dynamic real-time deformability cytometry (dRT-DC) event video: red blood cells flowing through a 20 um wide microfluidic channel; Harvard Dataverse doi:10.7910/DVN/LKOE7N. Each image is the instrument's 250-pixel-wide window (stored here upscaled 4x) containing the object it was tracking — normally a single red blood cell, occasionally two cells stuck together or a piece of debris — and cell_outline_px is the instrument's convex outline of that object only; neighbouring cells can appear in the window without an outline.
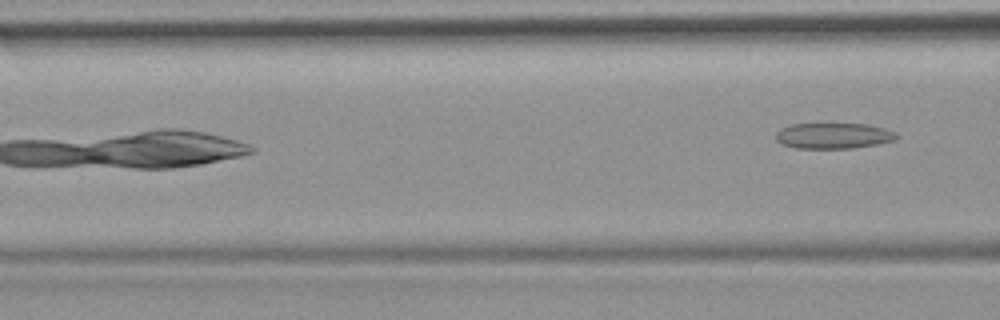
{"species": "common noctule bat (a hibernating species)", "species_latin": "Nyctalus noctula", "temperature_condition": "room temperature", "stored_images_in_passage": 6, "camera_frame_rate_fps": 3000, "um_per_image_px": 0.085, "animal": {"sex": "female", "body_mass_g": 19.9}, "frame": {"image": 1, "passage_image": 6, "time_ms": 6.0, "image_size_px": [1000, 320], "cell_outline_px": [[900, 136], [896, 140], [876, 144], [852, 148], [796, 148], [784, 144], [776, 140], [776, 132], [780, 128], [792, 124], [820, 120], [828, 120], [868, 124], [884, 128], [896, 132]], "centroid_in_image_um": [70.84, 11.46], "position_along_channel_um": 95.8, "area_um2": 19.31}}